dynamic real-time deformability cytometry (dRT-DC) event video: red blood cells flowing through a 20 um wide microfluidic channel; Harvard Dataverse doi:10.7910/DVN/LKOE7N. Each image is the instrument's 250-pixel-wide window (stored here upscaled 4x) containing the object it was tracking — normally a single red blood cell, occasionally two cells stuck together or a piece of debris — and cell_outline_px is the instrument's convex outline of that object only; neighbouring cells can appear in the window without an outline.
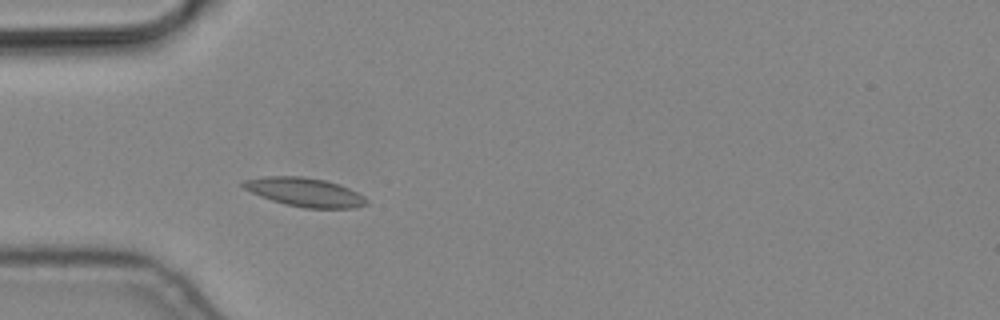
{"species": "common noctule bat (a hibernating species)", "species_latin": "Nyctalus noctula", "temperature_condition": "cold", "stored_images_in_passage": 3, "camera_frame_rate_fps": 3000, "um_per_image_px": 0.085, "animal": {"sex": "male", "body_mass_g": 19.2, "forearm_length_mm": 51.8}, "frame": {"image": 1, "passage_image": 3, "time_ms": 0.667, "image_size_px": [1000, 320], "cell_outline_px": [[368, 204], [356, 208], [304, 208], [284, 204], [260, 196], [244, 188], [240, 184], [244, 180], [264, 176], [304, 176], [324, 180], [340, 184], [364, 196], [368, 200]], "centroid_in_image_um": [25.92, 16.33], "position_along_channel_um": 59.1, "area_um2": 20.75}}